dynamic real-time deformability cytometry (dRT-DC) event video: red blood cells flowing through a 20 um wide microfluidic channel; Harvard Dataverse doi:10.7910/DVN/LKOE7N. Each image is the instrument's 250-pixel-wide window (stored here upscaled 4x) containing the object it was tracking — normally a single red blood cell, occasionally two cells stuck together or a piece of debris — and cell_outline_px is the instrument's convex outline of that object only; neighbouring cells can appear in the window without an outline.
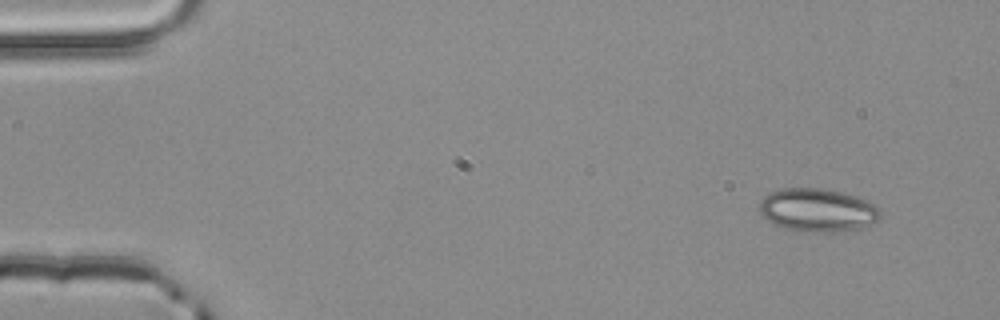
{"species": "common noctule bat (a hibernating species)", "species_latin": "Nyctalus noctula", "temperature_condition": "room temperature", "stored_images_in_passage": 3, "camera_frame_rate_fps": 3000, "um_per_image_px": 0.085, "animal": {"sex": "male", "body_mass_g": 20.4}, "frame": {"image": 1, "passage_image": 1, "time_ms": 0.0, "image_size_px": [1000, 320], "cell_outline_px": [[880, 216], [876, 220], [860, 228], [832, 232], [804, 232], [784, 228], [772, 224], [760, 212], [760, 200], [768, 192], [780, 188], [820, 188], [840, 192], [876, 204], [880, 208]], "centroid_in_image_um": [69.44, 17.86], "position_along_channel_um": 15.6, "area_um2": 30.35}}